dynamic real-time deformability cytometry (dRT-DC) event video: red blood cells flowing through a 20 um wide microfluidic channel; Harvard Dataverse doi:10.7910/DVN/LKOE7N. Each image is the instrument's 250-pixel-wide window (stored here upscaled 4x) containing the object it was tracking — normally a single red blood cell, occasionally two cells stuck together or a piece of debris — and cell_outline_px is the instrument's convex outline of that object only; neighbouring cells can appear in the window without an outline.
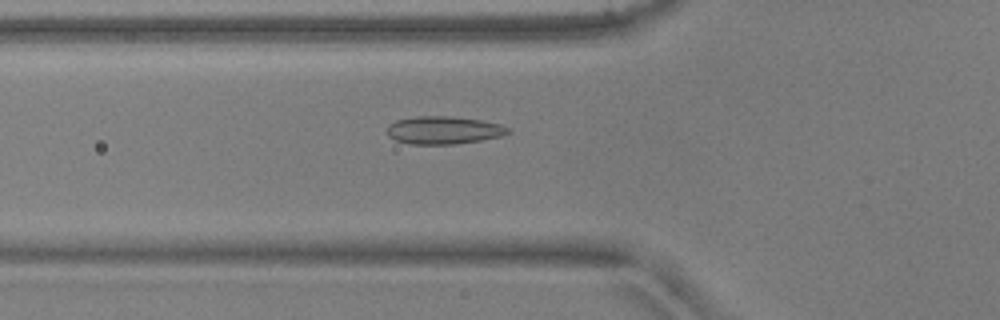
{"species": "common noctule bat (a hibernating species)", "species_latin": "Nyctalus noctula", "temperature_condition": "warm", "stored_images_in_passage": 52, "camera_frame_rate_fps": 3000, "um_per_image_px": 0.085, "animal": {"sex": "male", "body_mass_g": 17.9, "forearm_length_mm": 54.2}, "frame": {"image": 1, "passage_image": 19, "time_ms": 6.0, "image_size_px": [1000, 320], "cell_outline_px": [[512, 132], [500, 136], [480, 140], [452, 144], [408, 144], [396, 140], [388, 136], [388, 124], [396, 120], [416, 116], [448, 116], [480, 120], [500, 124], [508, 128]], "centroid_in_image_um": [37.68, 11.06], "position_along_channel_um": 88.1, "area_um2": 19.48}}
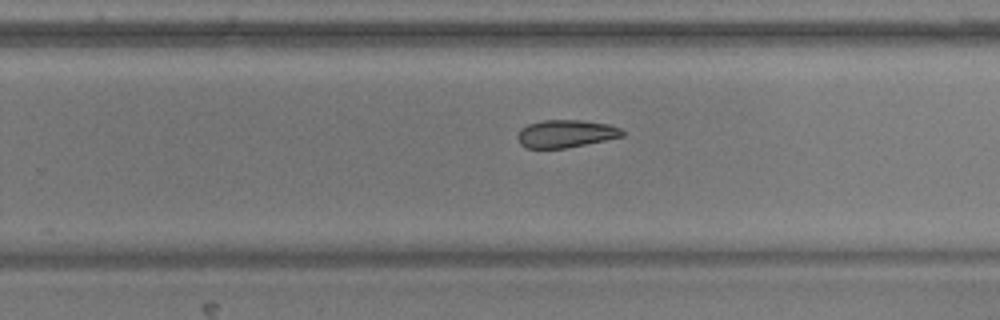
{"frame": {"image": 2, "passage_image": 34, "time_ms": 11.0, "image_size_px": [1000, 320], "cell_outline_px": [[624, 136], [564, 148], [528, 148], [520, 144], [516, 136], [520, 128], [528, 124], [540, 120], [580, 120], [608, 124], [620, 128], [624, 132]], "centroid_in_image_um": [48.05, 11.35], "position_along_channel_um": 281.8, "area_um2": 16.82}}
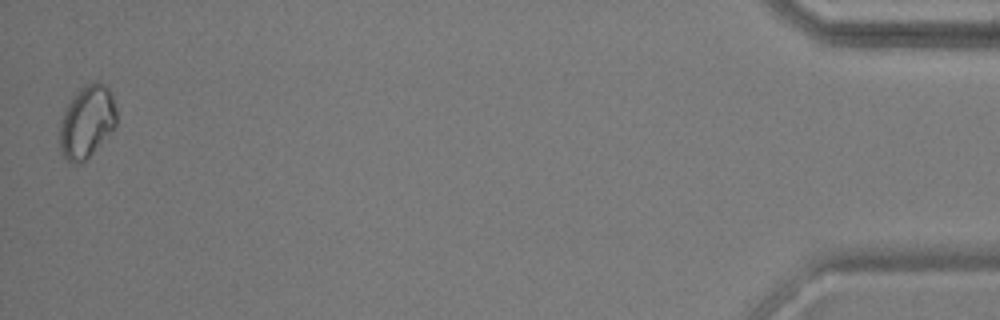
{"frame": {"image": 3, "passage_image": 52, "time_ms": 17.0, "image_size_px": [1000, 320], "cell_outline_px": [[116, 124], [88, 156], [80, 164], [72, 164], [60, 152], [60, 120], [72, 96], [80, 88], [88, 84], [104, 84], [108, 88], [112, 96], [116, 108]], "centroid_in_image_um": [7.35, 10.35], "position_along_channel_um": 427.8, "area_um2": 23.29}}